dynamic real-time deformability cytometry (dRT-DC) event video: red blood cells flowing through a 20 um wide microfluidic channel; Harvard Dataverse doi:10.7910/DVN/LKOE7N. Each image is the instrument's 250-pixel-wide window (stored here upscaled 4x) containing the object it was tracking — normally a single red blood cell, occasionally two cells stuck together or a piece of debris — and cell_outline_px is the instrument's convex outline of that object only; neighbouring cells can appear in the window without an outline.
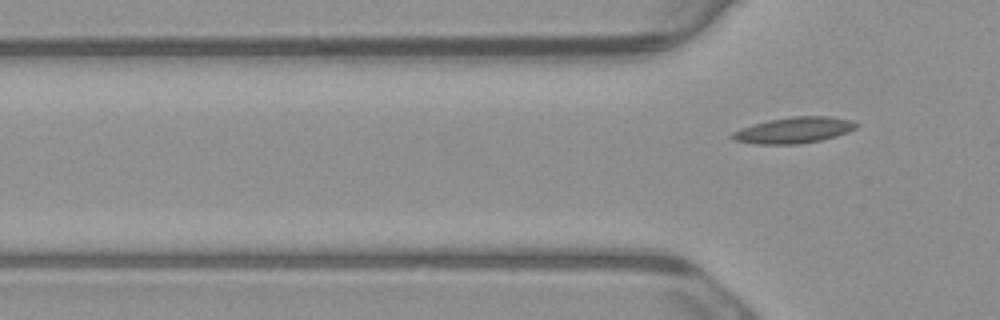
{"species": "common noctule bat (a hibernating species)", "species_latin": "Nyctalus noctula", "temperature_condition": "warm", "stored_images_in_passage": 6, "camera_frame_rate_fps": 3000, "um_per_image_px": 0.085, "animal": {"sex": "male", "body_mass_g": 23.1, "forearm_length_mm": 52.7}, "frame": {"image": 1, "passage_image": 6, "time_ms": 1.667, "image_size_px": [1000, 320], "cell_outline_px": [[860, 124], [856, 128], [848, 132], [836, 136], [820, 140], [800, 144], [756, 144], [736, 140], [728, 136], [732, 132], [740, 128], [768, 120], [792, 116], [832, 116], [852, 120]], "centroid_in_image_um": [67.5, 11.05], "position_along_channel_um": 58.3, "area_um2": 18.96}}